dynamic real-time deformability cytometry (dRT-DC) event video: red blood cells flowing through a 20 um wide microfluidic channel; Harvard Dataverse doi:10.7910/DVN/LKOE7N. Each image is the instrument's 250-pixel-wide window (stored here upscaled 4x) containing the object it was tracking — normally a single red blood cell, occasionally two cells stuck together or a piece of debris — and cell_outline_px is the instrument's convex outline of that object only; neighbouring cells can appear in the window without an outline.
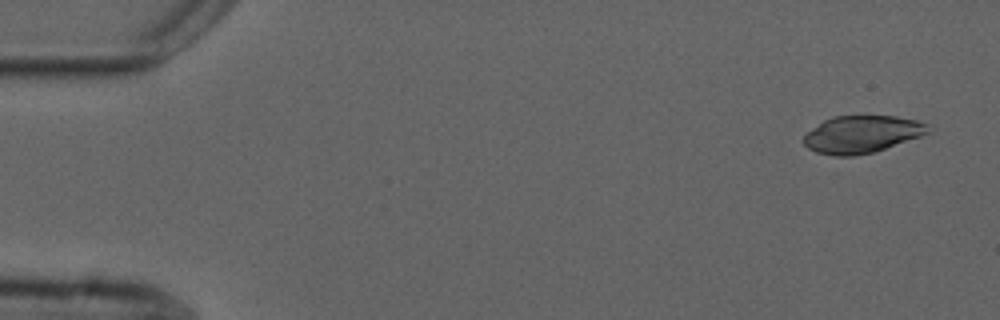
{"species": "common noctule bat (a hibernating species)", "species_latin": "Nyctalus noctula", "temperature_condition": "cold", "stored_images_in_passage": 5, "camera_frame_rate_fps": 3000, "um_per_image_px": 0.085, "animal": {"sex": "male", "forearm_length_mm": 52.5}, "frame": {"image": 1, "passage_image": 1, "time_ms": 0.0, "image_size_px": [1000, 320], "cell_outline_px": [[928, 132], [920, 136], [872, 152], [844, 160], [840, 160], [816, 152], [808, 148], [804, 144], [804, 136], [812, 128], [824, 120], [832, 116], [896, 116], [916, 120], [928, 124]], "centroid_in_image_um": [73.18, 11.45], "position_along_channel_um": 11.8, "area_um2": 27.34}}
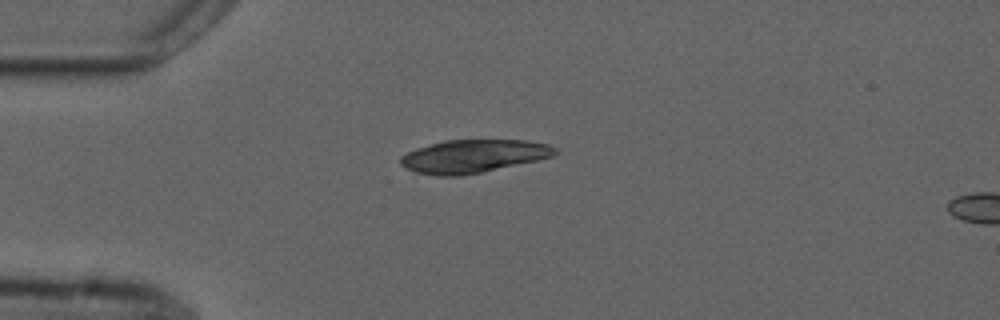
{"frame": {"image": 2, "passage_image": 4, "time_ms": 3.667, "image_size_px": [1000, 320], "cell_outline_px": [[560, 152], [552, 156], [536, 160], [484, 172], [460, 176], [440, 176], [416, 172], [400, 164], [400, 156], [416, 148], [444, 140], [528, 140], [548, 144], [556, 148]], "centroid_in_image_um": [40.25, 13.27], "position_along_channel_um": 44.8, "area_um2": 29.77}}